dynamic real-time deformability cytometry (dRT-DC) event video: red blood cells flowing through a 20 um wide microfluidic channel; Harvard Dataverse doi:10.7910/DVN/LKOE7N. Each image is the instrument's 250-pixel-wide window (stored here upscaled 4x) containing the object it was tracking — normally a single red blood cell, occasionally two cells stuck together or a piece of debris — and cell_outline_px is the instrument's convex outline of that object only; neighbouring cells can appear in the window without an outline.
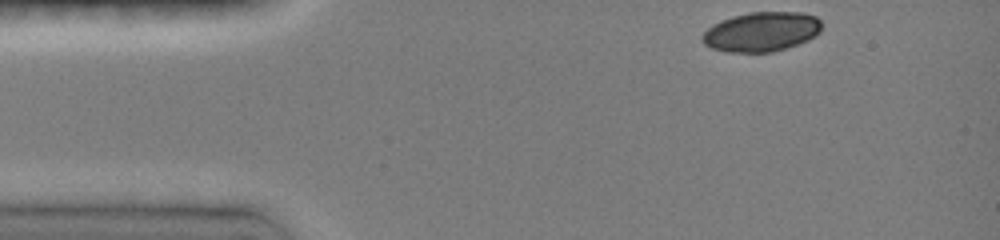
{"species": "common noctule bat (a hibernating species)", "species_latin": "Nyctalus noctula", "temperature_condition": "room temperature", "stored_images_in_passage": 37, "camera_frame_rate_fps": 3000, "um_per_image_px": 0.085, "animal": {"sex": "female", "body_mass_g": 19.0, "forearm_length_mm": 51.5}, "frame": {"image": 1, "passage_image": 1, "time_ms": 0.0, "image_size_px": [1000, 240], "cell_outline_px": [[820, 32], [808, 40], [772, 52], [724, 52], [712, 48], [704, 44], [700, 40], [700, 36], [712, 24], [720, 20], [732, 16], [748, 12], [800, 12], [816, 16], [820, 20]], "centroid_in_image_um": [64.67, 2.69], "position_along_channel_um": 20.3, "area_um2": 27.63}}
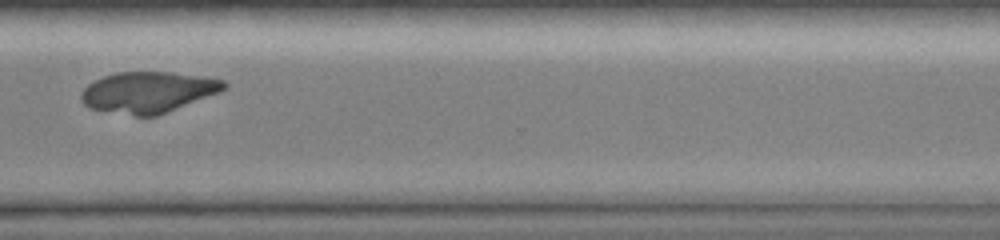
{"frame": {"image": 2, "passage_image": 31, "time_ms": 10.0, "image_size_px": [1000, 240], "cell_outline_px": [[228, 84], [220, 92], [156, 116], [136, 116], [88, 108], [80, 100], [80, 96], [84, 88], [88, 84], [104, 76], [116, 72], [172, 72], [200, 76], [224, 80]], "centroid_in_image_um": [12.57, 7.83], "position_along_channel_um": 358.0, "area_um2": 33.99}}
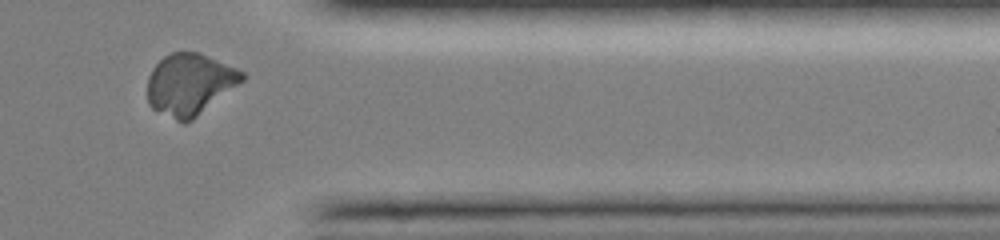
{"frame": {"image": 3, "passage_image": 34, "time_ms": 11.0, "image_size_px": [1000, 240], "cell_outline_px": [[248, 76], [244, 80], [192, 120], [184, 124], [152, 108], [148, 104], [148, 76], [152, 68], [164, 56], [172, 52], [200, 52], [236, 68], [244, 72]], "centroid_in_image_um": [16.13, 7.15], "position_along_channel_um": 395.3, "area_um2": 33.87}}